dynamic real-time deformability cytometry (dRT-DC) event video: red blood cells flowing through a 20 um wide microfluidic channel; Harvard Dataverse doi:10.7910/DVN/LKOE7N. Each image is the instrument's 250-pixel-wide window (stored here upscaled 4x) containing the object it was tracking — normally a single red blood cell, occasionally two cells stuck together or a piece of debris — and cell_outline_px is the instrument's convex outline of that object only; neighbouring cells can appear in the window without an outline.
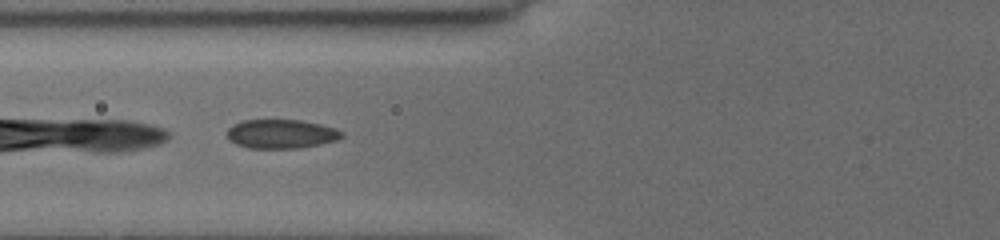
{"species": "common noctule bat (a hibernating species)", "species_latin": "Nyctalus noctula", "temperature_condition": "cold", "stored_images_in_passage": 11, "camera_frame_rate_fps": 3000, "um_per_image_px": 0.085, "animal": {"sex": "female", "body_mass_g": 19.5, "forearm_length_mm": 54.1}, "frame": {"image": 1, "passage_image": 4, "time_ms": 0.667, "image_size_px": [1000, 240], "cell_outline_px": [[344, 136], [336, 140], [320, 144], [300, 148], [248, 148], [236, 144], [228, 140], [224, 132], [232, 124], [240, 120], [300, 120], [320, 124], [344, 132]], "centroid_in_image_um": [23.83, 11.38], "position_along_channel_um": 102.0, "area_um2": 19.59}}